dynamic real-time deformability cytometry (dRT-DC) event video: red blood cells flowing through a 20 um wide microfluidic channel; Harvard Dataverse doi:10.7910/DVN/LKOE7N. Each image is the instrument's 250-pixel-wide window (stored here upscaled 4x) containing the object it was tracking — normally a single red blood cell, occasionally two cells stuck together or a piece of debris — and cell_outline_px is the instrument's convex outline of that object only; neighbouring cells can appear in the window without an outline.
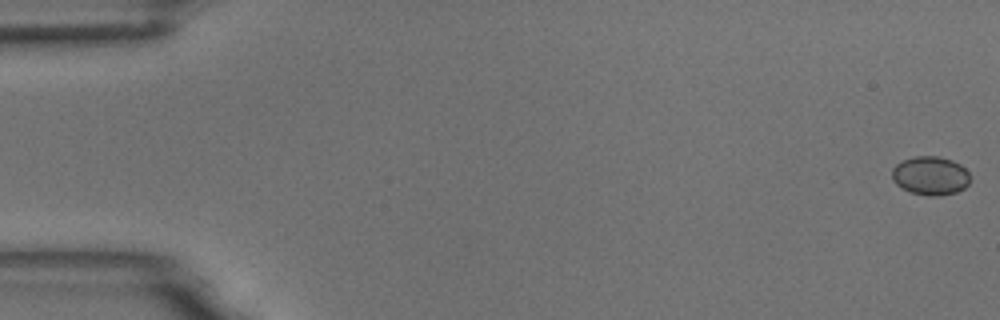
{"species": "common noctule bat (a hibernating species)", "species_latin": "Nyctalus noctula", "temperature_condition": "room temperature", "stored_images_in_passage": 17, "camera_frame_rate_fps": 3000, "um_per_image_px": 0.085, "animal": {"sex": "male", "body_mass_g": 18.8}, "frame": {"image": 1, "passage_image": 1, "time_ms": 0.0, "image_size_px": [1000, 320], "cell_outline_px": [[968, 184], [964, 188], [956, 192], [936, 196], [928, 196], [912, 192], [896, 184], [892, 180], [892, 168], [896, 164], [912, 156], [936, 156], [952, 160], [960, 164], [968, 172]], "centroid_in_image_um": [79.06, 14.92], "position_along_channel_um": 5.9, "area_um2": 17.46}}
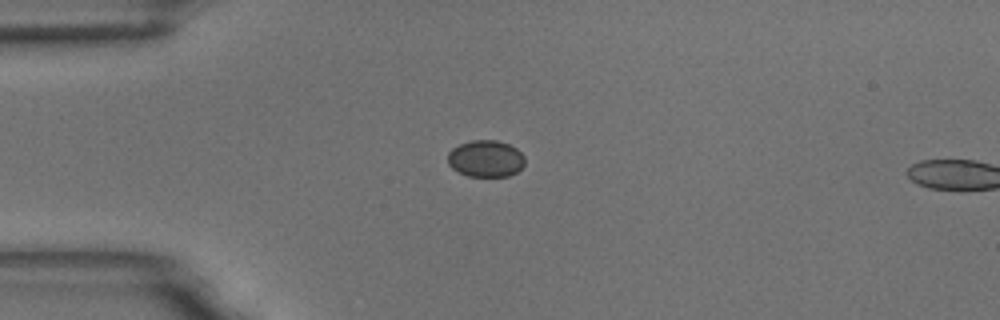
{"frame": {"image": 2, "passage_image": 15, "time_ms": 4.667, "image_size_px": [1000, 320], "cell_outline_px": [[524, 164], [516, 172], [508, 176], [468, 176], [452, 168], [448, 164], [448, 152], [452, 148], [460, 144], [472, 140], [496, 140], [508, 144], [516, 148], [524, 156]], "centroid_in_image_um": [41.27, 13.48], "position_along_channel_um": 43.7, "area_um2": 16.42}}